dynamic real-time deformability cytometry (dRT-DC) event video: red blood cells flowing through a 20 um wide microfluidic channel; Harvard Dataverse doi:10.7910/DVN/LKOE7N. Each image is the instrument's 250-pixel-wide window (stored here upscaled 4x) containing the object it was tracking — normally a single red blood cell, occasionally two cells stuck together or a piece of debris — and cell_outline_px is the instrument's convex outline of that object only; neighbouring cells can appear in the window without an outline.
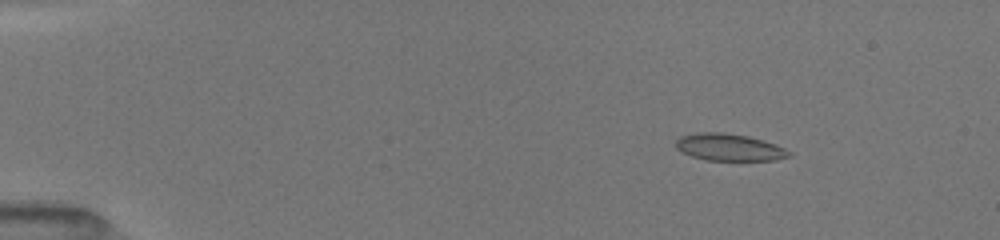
{"species": "common noctule bat (a hibernating species)", "species_latin": "Nyctalus noctula", "temperature_condition": "room temperature", "stored_images_in_passage": 16, "camera_frame_rate_fps": 3000, "um_per_image_px": 0.085, "animal": {"sex": "female", "body_mass_g": 19.5, "forearm_length_mm": 54.1}, "frame": {"image": 1, "passage_image": 7, "time_ms": 2.333, "image_size_px": [1000, 240], "cell_outline_px": [[792, 156], [776, 160], [704, 160], [692, 156], [676, 148], [676, 140], [680, 136], [700, 132], [724, 132], [748, 136], [764, 140], [776, 144], [792, 152]], "centroid_in_image_um": [62.02, 12.51], "position_along_channel_um": 23.0, "area_um2": 17.92}}